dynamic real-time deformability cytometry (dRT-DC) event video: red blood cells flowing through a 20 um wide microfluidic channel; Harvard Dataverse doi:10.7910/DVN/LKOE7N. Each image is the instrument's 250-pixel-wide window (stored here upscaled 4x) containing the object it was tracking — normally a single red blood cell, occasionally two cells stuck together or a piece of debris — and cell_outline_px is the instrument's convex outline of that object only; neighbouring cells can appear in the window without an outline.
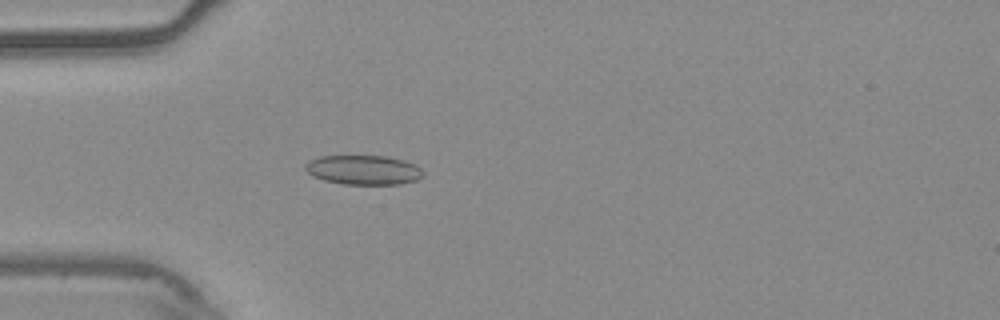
{"species": "common noctule bat (a hibernating species)", "species_latin": "Nyctalus noctula", "temperature_condition": "warm", "stored_images_in_passage": 54, "camera_frame_rate_fps": 3000, "um_per_image_px": 0.085, "animal": {"sex": "male", "body_mass_g": 20.4}, "frame": {"image": 1, "passage_image": 16, "time_ms": 5.0, "image_size_px": [1000, 320], "cell_outline_px": [[424, 172], [416, 180], [400, 184], [344, 184], [324, 180], [312, 176], [304, 168], [304, 164], [308, 160], [320, 156], [388, 156], [404, 160], [416, 164]], "centroid_in_image_um": [30.87, 14.43], "position_along_channel_um": 54.1, "area_um2": 20.29}}
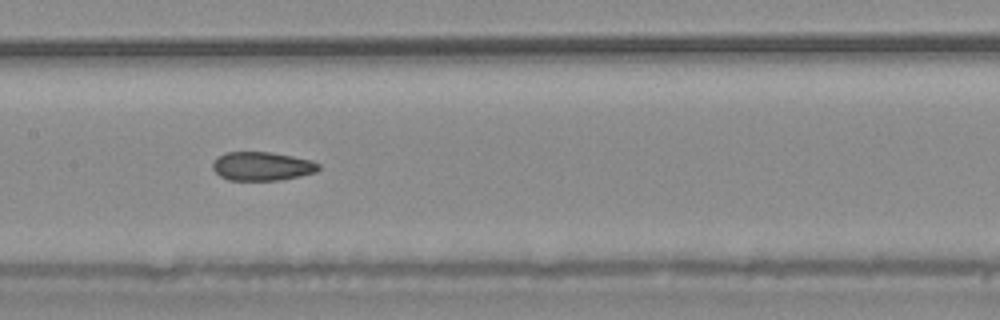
{"frame": {"image": 2, "passage_image": 27, "time_ms": 8.667, "image_size_px": [1000, 320], "cell_outline_px": [[320, 168], [316, 172], [300, 176], [280, 180], [228, 180], [220, 176], [212, 168], [212, 160], [224, 152], [268, 152], [292, 156], [312, 160], [320, 164]], "centroid_in_image_um": [22.26, 14.13], "position_along_channel_um": 185.1, "area_um2": 17.86}}
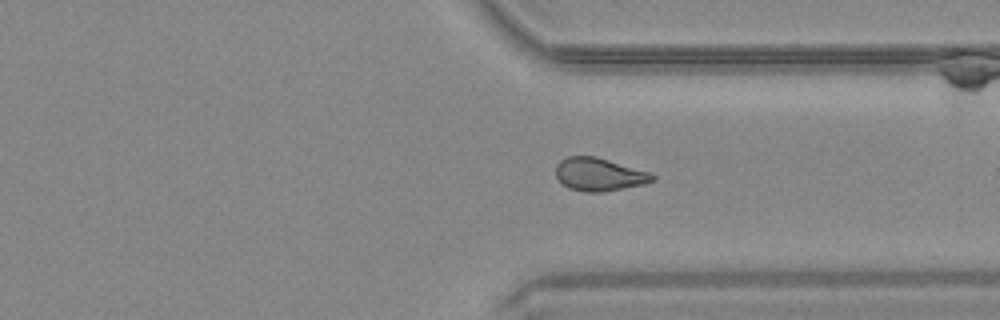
{"frame": {"image": 3, "passage_image": 41, "time_ms": 13.333, "image_size_px": [1000, 320], "cell_outline_px": [[656, 180], [644, 184], [604, 192], [584, 192], [568, 188], [556, 176], [556, 164], [560, 160], [568, 156], [596, 156], [652, 172], [656, 176]], "centroid_in_image_um": [50.97, 14.82], "position_along_channel_um": 360.4, "area_um2": 18.84}, "authors_computed_cell_mechanics": {"area_um2": 18.9006, "velocity_mm_per_s": 3.7596, "shape_relaxation_time_tau1_ms": null, "shape_relaxation_time_tau2_ms": 2.1073, "deformation_change_tau1": null, "deformation_change_tau2": 0.0643}}